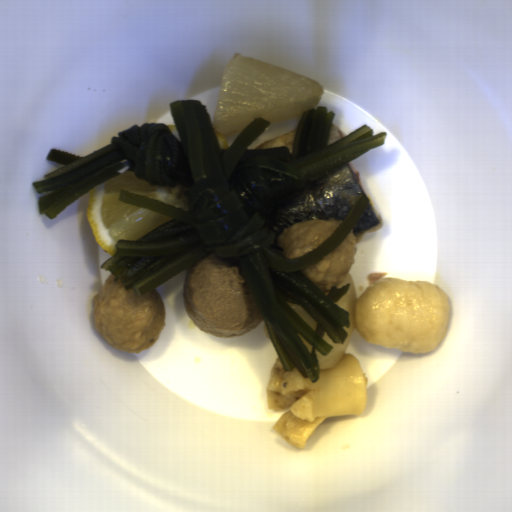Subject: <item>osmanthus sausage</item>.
I'll list each match as a JSON object with an SVG mask.
<instances>
[{
	"instance_id": "1",
	"label": "osmanthus sausage",
	"mask_w": 512,
	"mask_h": 512,
	"mask_svg": "<svg viewBox=\"0 0 512 512\" xmlns=\"http://www.w3.org/2000/svg\"><path fill=\"white\" fill-rule=\"evenodd\" d=\"M369 380L355 355L343 354L329 368H319L314 383L297 369L286 372L279 356L267 384V409L282 411L272 429L296 449H304L316 428L328 418L354 416L365 412Z\"/></svg>"
}]
</instances>
